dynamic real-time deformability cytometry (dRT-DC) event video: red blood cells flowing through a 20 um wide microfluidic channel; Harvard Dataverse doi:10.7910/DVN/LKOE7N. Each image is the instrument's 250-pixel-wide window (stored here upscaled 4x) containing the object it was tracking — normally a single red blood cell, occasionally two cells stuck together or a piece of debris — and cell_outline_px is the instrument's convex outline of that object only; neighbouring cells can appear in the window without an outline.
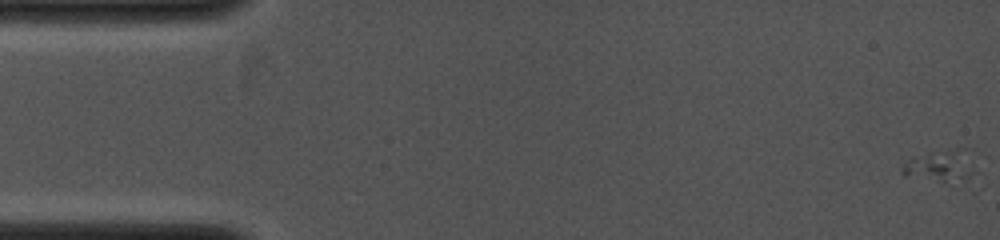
{"species": "common noctule bat (a hibernating species)", "species_latin": "Nyctalus noctula", "temperature_condition": "cold", "stored_images_in_passage": 13, "camera_frame_rate_fps": 4000, "um_per_image_px": 0.085, "animal": {"sex": "female", "body_mass_g": 19.0, "forearm_length_mm": 53.3}, "frame": {"image": 1, "passage_image": 1, "time_ms": 0.0, "image_size_px": [1000, 240], "cell_outline_px": [[972, 176], [964, 180], [948, 184], [944, 184], [904, 176], [900, 172], [900, 168], [912, 156], [956, 148], [972, 172]], "centroid_in_image_um": [79.7, 14.21], "position_along_channel_um": 5.3, "area_um2": 12.83}}
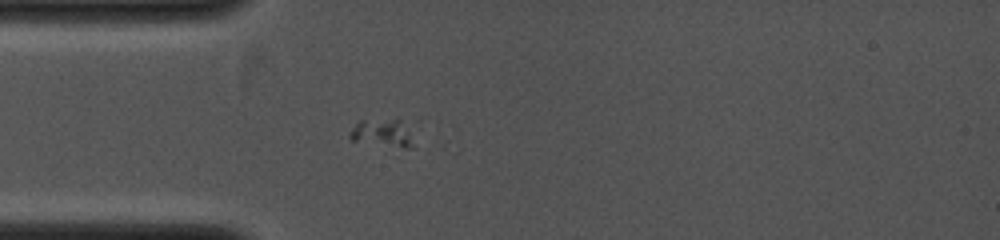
{"frame": {"image": 2, "passage_image": 10, "time_ms": 3.75, "image_size_px": [1000, 240], "cell_outline_px": [[412, 148], [404, 148], [352, 140], [348, 136], [348, 132], [360, 120], [396, 116], [412, 124]], "centroid_in_image_um": [32.61, 11.22], "position_along_channel_um": 52.4, "area_um2": 11.16}}